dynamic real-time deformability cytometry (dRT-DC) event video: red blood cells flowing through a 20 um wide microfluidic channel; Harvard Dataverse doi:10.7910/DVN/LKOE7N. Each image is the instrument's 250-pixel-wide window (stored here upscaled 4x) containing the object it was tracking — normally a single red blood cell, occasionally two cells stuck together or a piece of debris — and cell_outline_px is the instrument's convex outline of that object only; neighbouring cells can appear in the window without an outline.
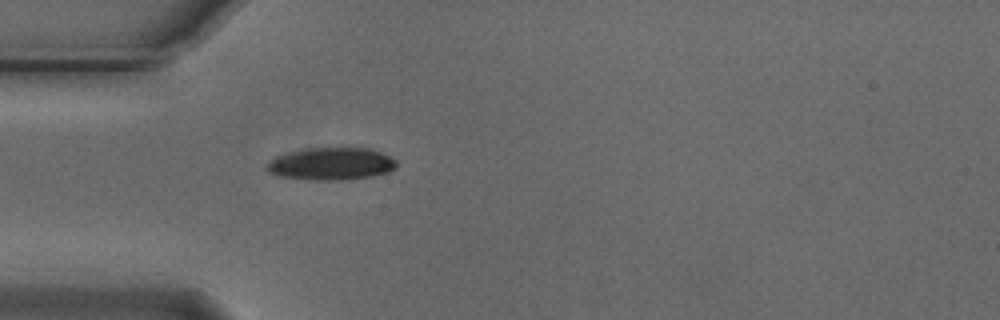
{"species": "Egyptian fruit bat (a non-hibernating species)", "species_latin": "Rousettus aegyptiacus", "temperature_condition": "cold", "stored_images_in_passage": 40, "camera_frame_rate_fps": 3000, "um_per_image_px": 0.085, "animal": {"sex": "male"}, "frame": {"image": 1, "passage_image": 1, "time_ms": 0.0, "image_size_px": [1000, 320], "cell_outline_px": [[396, 168], [388, 172], [372, 176], [340, 180], [308, 180], [280, 176], [268, 172], [264, 168], [276, 156], [308, 148], [372, 148], [396, 160]], "centroid_in_image_um": [28.16, 13.93], "position_along_channel_um": 56.8, "area_um2": 24.39}}
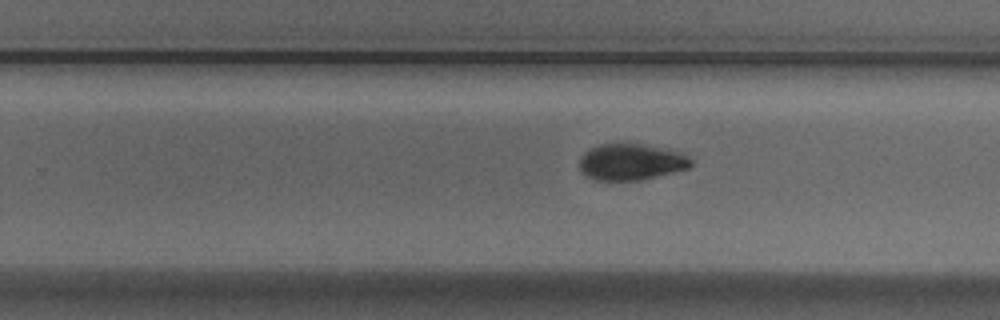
{"frame": {"image": 2, "passage_image": 19, "time_ms": 6.0, "image_size_px": [1000, 320], "cell_outline_px": [[692, 164], [688, 168], [640, 180], [596, 180], [580, 172], [580, 156], [584, 152], [600, 144], [640, 144], [680, 152], [692, 160]], "centroid_in_image_um": [53.61, 13.77], "position_along_channel_um": 276.2, "area_um2": 23.24}}
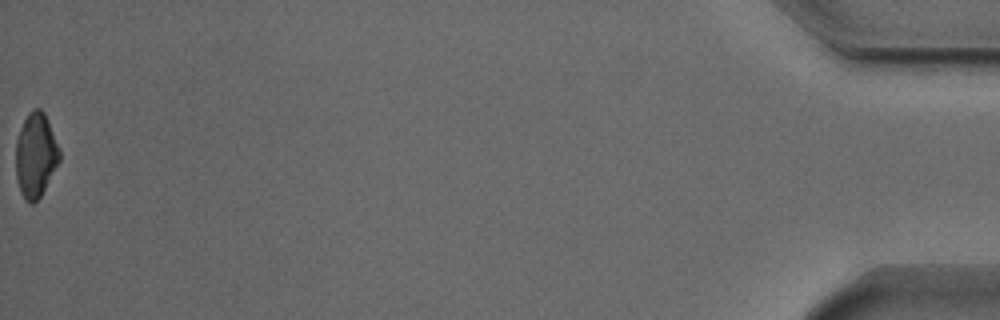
{"frame": {"image": 3, "passage_image": 40, "time_ms": 13.0, "image_size_px": [1000, 320], "cell_outline_px": [[60, 160], [40, 196], [32, 204], [28, 204], [24, 200], [20, 192], [16, 180], [16, 140], [20, 128], [28, 112], [32, 108], [40, 108], [44, 112], [60, 148]], "centroid_in_image_um": [3.02, 13.18], "position_along_channel_um": 432.2, "area_um2": 21.62}, "authors_computed_cell_mechanics": {"area_um2": 23.1489, "velocity_mm_per_s": 3.7389, "shape_relaxation_time_tau1_ms": 2.0748, "shape_relaxation_time_tau2_ms": null, "deformation_change_tau1": 0.1053, "deformation_change_tau2": null}}